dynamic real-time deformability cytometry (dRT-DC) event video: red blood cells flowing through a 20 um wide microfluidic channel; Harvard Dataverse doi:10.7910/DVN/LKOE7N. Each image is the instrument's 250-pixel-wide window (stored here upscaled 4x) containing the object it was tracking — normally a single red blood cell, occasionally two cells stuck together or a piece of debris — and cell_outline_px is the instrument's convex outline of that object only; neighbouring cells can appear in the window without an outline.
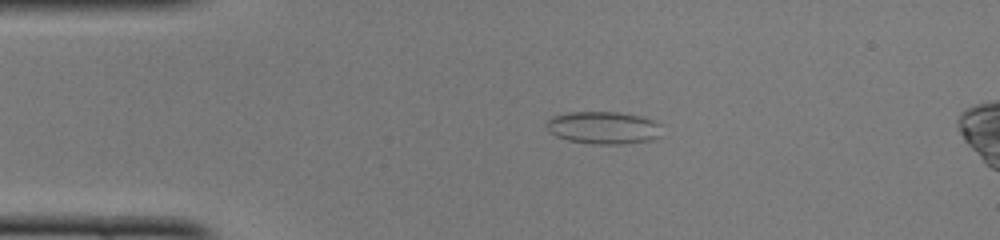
{"species": "common noctule bat (a hibernating species)", "species_latin": "Nyctalus noctula", "temperature_condition": "cold", "stored_images_in_passage": 41, "camera_frame_rate_fps": 3000, "um_per_image_px": 0.085, "animal": {"sex": "female", "body_mass_g": 22.0, "forearm_length_mm": 56.7}, "frame": {"image": 1, "passage_image": 9, "time_ms": 2.667, "image_size_px": [1000, 240], "cell_outline_px": [[660, 136], [652, 140], [624, 144], [592, 144], [568, 140], [556, 136], [544, 124], [552, 116], [568, 112], [616, 112], [640, 116], [652, 120], [660, 124]], "centroid_in_image_um": [51.29, 10.86], "position_along_channel_um": 33.7, "area_um2": 21.85}}
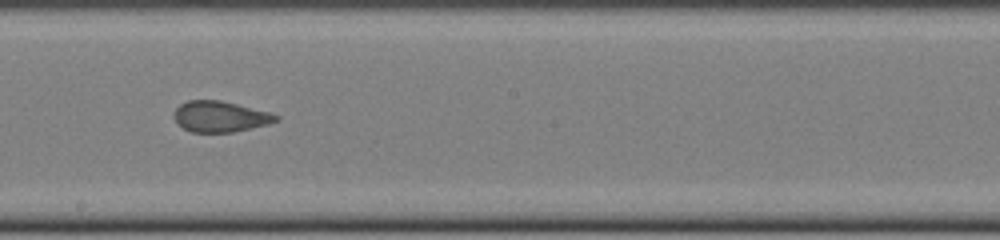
{"frame": {"image": 2, "passage_image": 26, "time_ms": 8.333, "image_size_px": [1000, 240], "cell_outline_px": [[280, 120], [268, 124], [232, 132], [192, 132], [176, 124], [176, 108], [180, 104], [188, 100], [220, 100], [268, 112], [280, 116]], "centroid_in_image_um": [18.72, 9.91], "position_along_channel_um": 229.5, "area_um2": 18.09}}
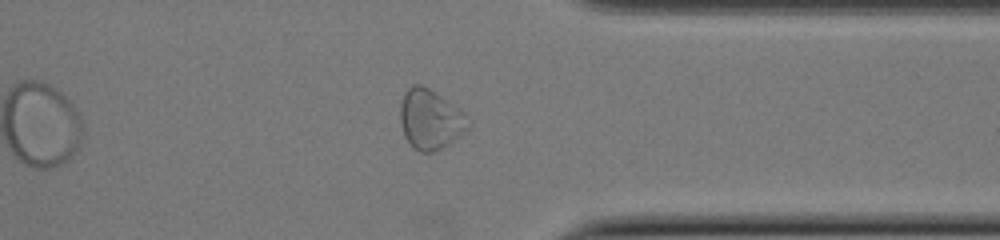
{"frame": {"image": 3, "passage_image": 37, "time_ms": 12.0, "image_size_px": [1000, 240], "cell_outline_px": [[468, 128], [464, 132], [448, 144], [432, 152], [420, 152], [412, 148], [404, 136], [400, 124], [400, 104], [404, 92], [412, 84], [420, 84], [436, 92], [456, 108], [460, 112]], "centroid_in_image_um": [36.47, 10.15], "position_along_channel_um": 374.9, "area_um2": 23.12}, "authors_computed_cell_mechanics": {"area_um2": 19.5364, "velocity_mm_per_s": 4.0936, "shape_relaxation_time_tau1_ms": null, "shape_relaxation_time_tau2_ms": 1.0659, "deformation_change_tau1": null, "deformation_change_tau2": 0.0635}}